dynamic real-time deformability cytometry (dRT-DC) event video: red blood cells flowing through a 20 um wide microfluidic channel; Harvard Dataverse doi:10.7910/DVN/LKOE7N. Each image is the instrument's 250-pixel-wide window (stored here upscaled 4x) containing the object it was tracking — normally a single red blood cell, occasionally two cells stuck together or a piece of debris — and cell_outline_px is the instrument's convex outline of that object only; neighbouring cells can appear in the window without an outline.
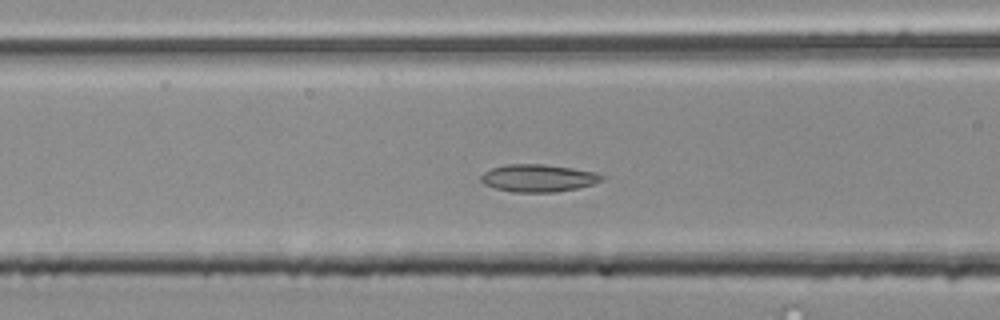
{"species": "common noctule bat (a hibernating species)", "species_latin": "Nyctalus noctula", "temperature_condition": "room temperature", "stored_images_in_passage": 39, "camera_frame_rate_fps": 3000, "um_per_image_px": 0.085, "animal": {"sex": "male", "body_mass_g": 20.4}, "frame": {"image": 1, "passage_image": 6, "time_ms": 1.667, "image_size_px": [1000, 320], "cell_outline_px": [[604, 180], [592, 184], [576, 188], [556, 192], [512, 192], [496, 188], [484, 184], [480, 180], [480, 176], [484, 172], [492, 168], [504, 164], [544, 164], [572, 168], [596, 172], [604, 176]], "centroid_in_image_um": [45.74, 15.13], "position_along_channel_um": 120.9, "area_um2": 19.36}}
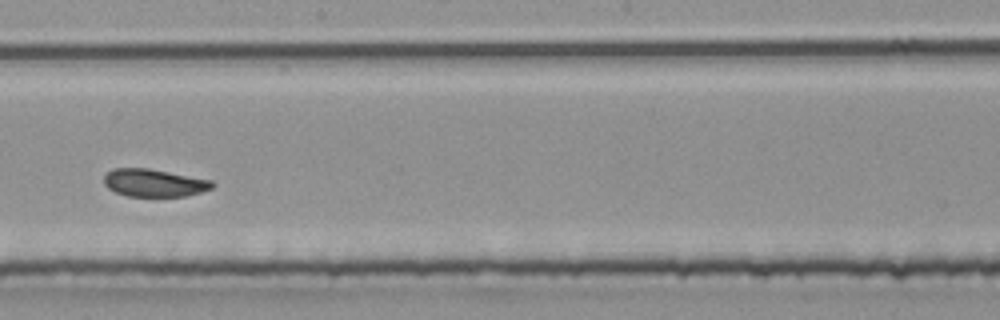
{"frame": {"image": 2, "passage_image": 15, "time_ms": 4.667, "image_size_px": [1000, 320], "cell_outline_px": [[216, 184], [212, 188], [200, 192], [184, 196], [128, 196], [116, 192], [108, 188], [104, 184], [104, 176], [112, 168], [148, 168], [212, 180]], "centroid_in_image_um": [13.1, 15.54], "position_along_channel_um": 235.1, "area_um2": 17.4}}
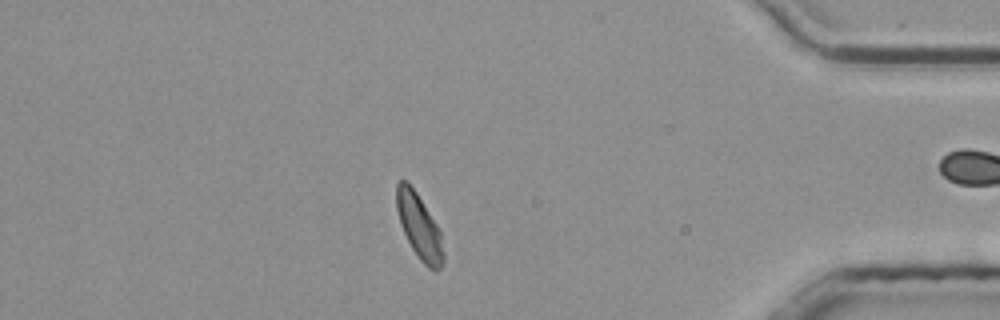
{"frame": {"image": 3, "passage_image": 31, "time_ms": 10.0, "image_size_px": [1000, 320], "cell_outline_px": [[444, 264], [436, 272], [428, 268], [420, 260], [412, 248], [400, 224], [396, 208], [396, 184], [400, 180], [404, 180], [416, 192], [436, 224], [440, 232], [444, 256]], "centroid_in_image_um": [35.63, 19.29], "position_along_channel_um": 399.6, "area_um2": 17.46}}